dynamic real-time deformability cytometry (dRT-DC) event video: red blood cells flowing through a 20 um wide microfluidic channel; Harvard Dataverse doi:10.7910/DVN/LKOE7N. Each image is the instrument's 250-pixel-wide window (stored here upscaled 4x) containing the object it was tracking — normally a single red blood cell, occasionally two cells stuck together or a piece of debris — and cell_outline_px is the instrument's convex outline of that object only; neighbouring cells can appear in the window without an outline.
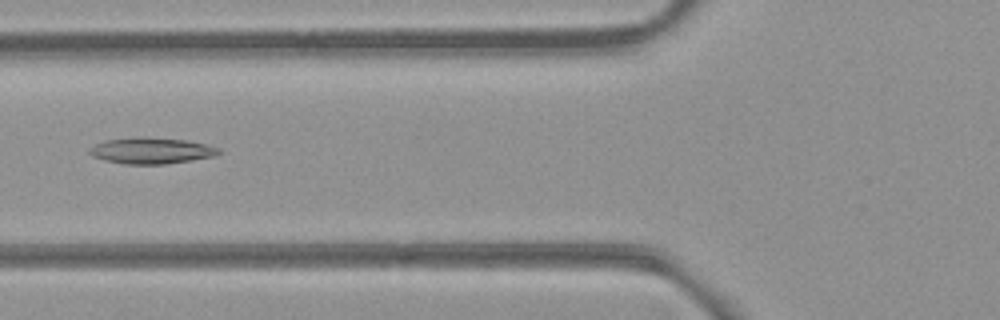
{"species": "common noctule bat (a hibernating species)", "species_latin": "Nyctalus noctula", "temperature_condition": "room temperature", "stored_images_in_passage": 41, "camera_frame_rate_fps": 3000, "um_per_image_px": 0.085, "animal": {"sex": "female", "body_mass_g": 21.9}, "frame": {"image": 1, "passage_image": 8, "time_ms": 2.333, "image_size_px": [1000, 320], "cell_outline_px": [[220, 152], [212, 156], [192, 160], [164, 164], [124, 164], [104, 160], [92, 156], [88, 152], [88, 148], [96, 144], [108, 140], [188, 140], [220, 148]], "centroid_in_image_um": [12.86, 12.86], "position_along_channel_um": 112.9, "area_um2": 18.5}}
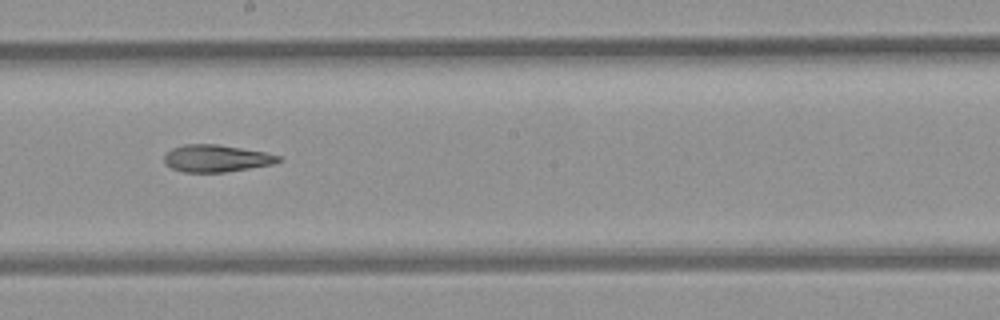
{"frame": {"image": 2, "passage_image": 17, "time_ms": 5.333, "image_size_px": [1000, 320], "cell_outline_px": [[280, 160], [272, 164], [224, 172], [184, 172], [172, 168], [164, 160], [164, 156], [172, 148], [184, 144], [216, 144], [264, 152], [280, 156]], "centroid_in_image_um": [18.36, 13.45], "position_along_channel_um": 229.8, "area_um2": 17.69}}
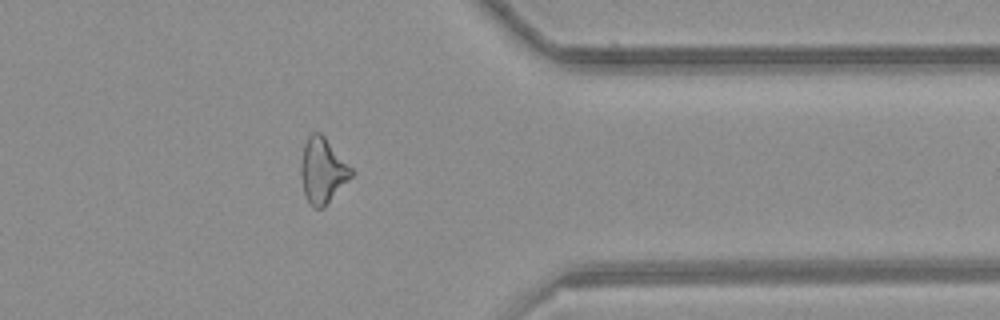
{"frame": {"image": 3, "passage_image": 30, "time_ms": 9.667, "image_size_px": [1000, 320], "cell_outline_px": [[356, 172], [324, 208], [312, 208], [304, 192], [300, 172], [300, 168], [304, 144], [308, 136], [312, 132], [320, 132], [324, 136]], "centroid_in_image_um": [27.43, 14.51], "position_along_channel_um": 384.0, "area_um2": 19.25}, "authors_computed_cell_mechanics": {"area_um2": 18.8428, "velocity_mm_per_s": 3.8809, "shape_relaxation_time_tau1_ms": null, "shape_relaxation_time_tau2_ms": 8.2231, "deformation_change_tau1": null, "deformation_change_tau2": 0.2103}}